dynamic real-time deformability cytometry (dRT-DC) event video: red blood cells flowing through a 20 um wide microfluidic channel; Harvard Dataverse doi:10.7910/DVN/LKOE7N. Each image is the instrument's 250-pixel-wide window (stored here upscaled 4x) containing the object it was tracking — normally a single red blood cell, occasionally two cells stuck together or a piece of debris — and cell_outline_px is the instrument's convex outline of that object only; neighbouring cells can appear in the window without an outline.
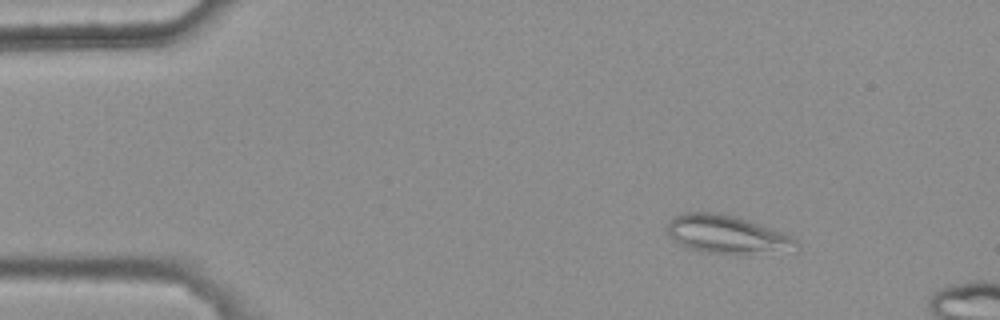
{"species": "common noctule bat (a hibernating species)", "species_latin": "Nyctalus noctula", "temperature_condition": "warm", "stored_images_in_passage": 3, "camera_frame_rate_fps": 3000, "um_per_image_px": 0.085, "animal": {"sex": "female", "body_mass_g": 25.1}, "frame": {"image": 1, "passage_image": 1, "time_ms": 0.0, "image_size_px": [1000, 320], "cell_outline_px": [[800, 244], [796, 252], [740, 256], [736, 256], [700, 252], [688, 248], [680, 244], [668, 236], [664, 228], [680, 212], [712, 212], [736, 216], [784, 232], [792, 236]], "centroid_in_image_um": [61.88, 19.99], "position_along_channel_um": 23.1, "area_um2": 30.17}}